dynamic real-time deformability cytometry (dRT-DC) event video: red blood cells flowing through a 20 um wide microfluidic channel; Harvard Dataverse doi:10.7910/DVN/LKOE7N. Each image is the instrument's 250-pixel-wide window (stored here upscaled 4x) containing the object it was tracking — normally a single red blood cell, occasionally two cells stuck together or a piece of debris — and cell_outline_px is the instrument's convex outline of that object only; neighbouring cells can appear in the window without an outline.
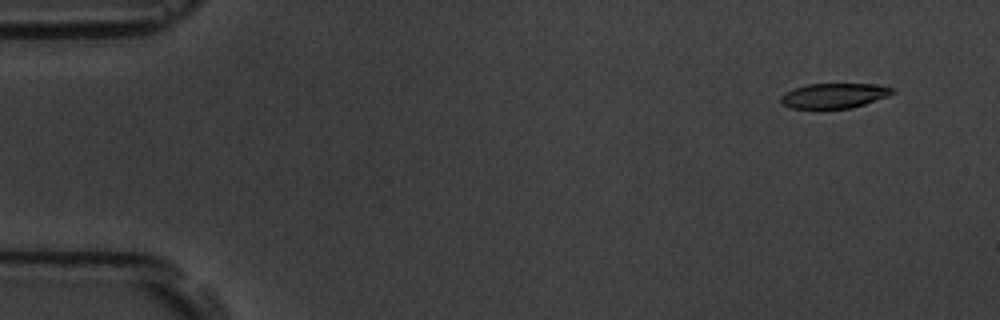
{"species": "common noctule bat (a hibernating species)", "species_latin": "Nyctalus noctula", "temperature_condition": "room temperature", "stored_images_in_passage": 7, "camera_frame_rate_fps": 3000, "um_per_image_px": 0.085, "animal": {"sex": "male", "body_mass_g": 19.5, "forearm_length_mm": 54.6}, "frame": {"image": 1, "passage_image": 2, "time_ms": 1.0, "image_size_px": [1000, 320], "cell_outline_px": [[896, 92], [888, 96], [852, 108], [792, 108], [784, 104], [780, 100], [780, 96], [784, 92], [808, 84], [880, 84], [892, 88]], "centroid_in_image_um": [70.93, 8.12], "position_along_channel_um": 14.1, "area_um2": 16.13}}
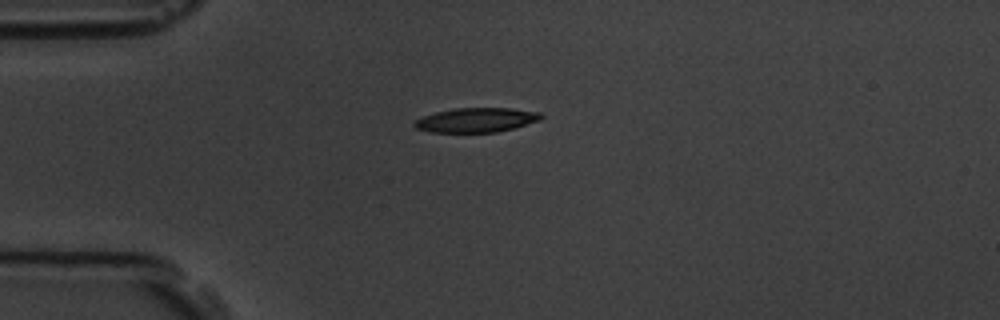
{"frame": {"image": 2, "passage_image": 5, "time_ms": 4.333, "image_size_px": [1000, 320], "cell_outline_px": [[544, 116], [540, 120], [512, 128], [496, 132], [432, 132], [416, 128], [412, 124], [416, 120], [424, 116], [436, 112], [452, 108], [512, 108], [540, 112]], "centroid_in_image_um": [40.49, 10.19], "position_along_channel_um": 44.5, "area_um2": 17.92}}
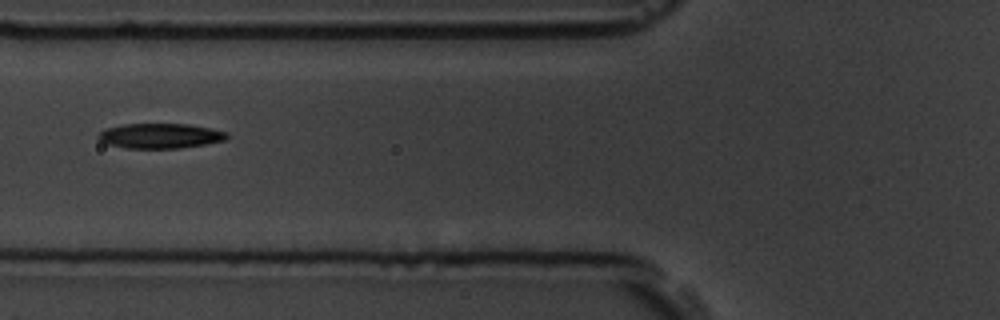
{"frame": {"image": 3, "passage_image": 7, "time_ms": 6.667, "image_size_px": [1000, 320], "cell_outline_px": [[228, 136], [224, 140], [204, 144], [180, 148], [124, 148], [108, 144], [100, 140], [96, 136], [104, 128], [124, 124], [188, 124], [228, 132]], "centroid_in_image_um": [13.57, 11.54], "position_along_channel_um": 112.2, "area_um2": 18.61}}